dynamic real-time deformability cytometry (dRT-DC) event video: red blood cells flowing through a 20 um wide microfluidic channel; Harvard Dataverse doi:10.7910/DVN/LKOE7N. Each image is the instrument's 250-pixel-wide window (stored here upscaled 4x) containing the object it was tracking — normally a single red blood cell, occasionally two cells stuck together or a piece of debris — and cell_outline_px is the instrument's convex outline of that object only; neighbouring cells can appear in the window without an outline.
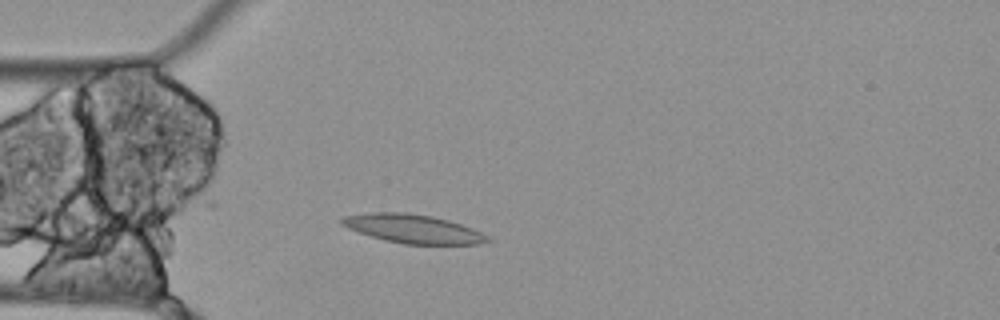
{"species": "Egyptian fruit bat (a non-hibernating species)", "species_latin": "Rousettus aegyptiacus", "temperature_condition": "cold", "stored_images_in_passage": 26, "camera_frame_rate_fps": 3000, "um_per_image_px": 0.085, "animal": {"sex": "female"}, "frame": {"image": 1, "passage_image": 8, "time_ms": 2.333, "image_size_px": [1000, 320], "cell_outline_px": [[492, 240], [480, 244], [404, 244], [384, 240], [348, 228], [340, 224], [340, 220], [344, 216], [372, 212], [404, 212], [432, 216], [448, 220], [472, 228], [488, 236]], "centroid_in_image_um": [35.11, 19.44], "position_along_channel_um": 49.9, "area_um2": 24.22}}
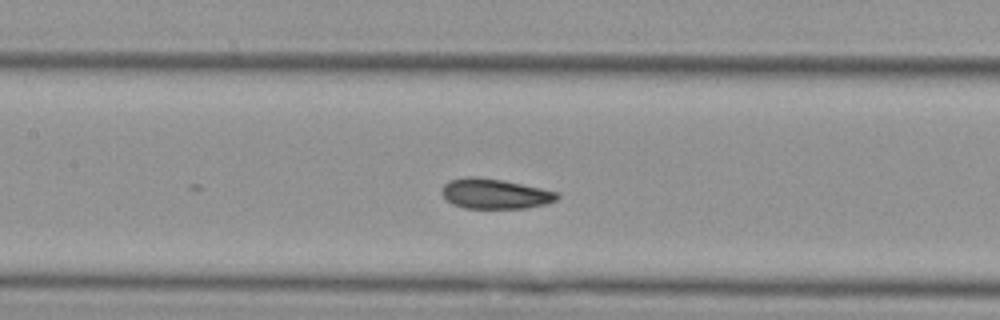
{"frame": {"image": 2, "passage_image": 18, "time_ms": 5.667, "image_size_px": [1000, 320], "cell_outline_px": [[560, 196], [556, 200], [544, 204], [524, 208], [464, 208], [452, 204], [440, 192], [444, 184], [448, 180], [468, 176], [480, 176], [504, 180], [540, 188], [556, 192]], "centroid_in_image_um": [42.02, 16.45], "position_along_channel_um": 165.4, "area_um2": 20.23}}
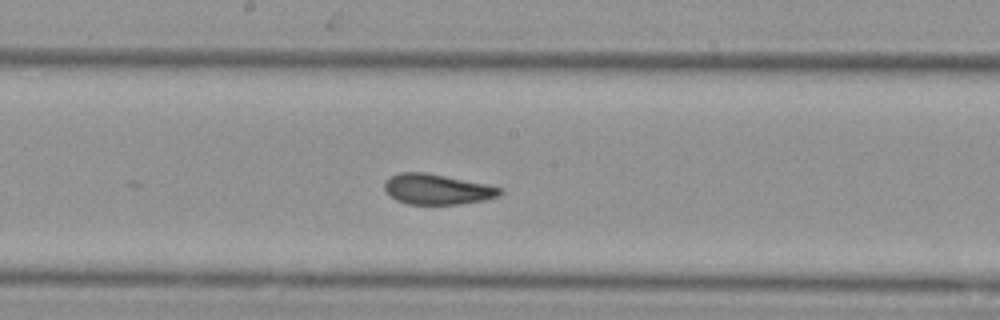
{"frame": {"image": 3, "passage_image": 22, "time_ms": 7.0, "image_size_px": [1000, 320], "cell_outline_px": [[504, 192], [500, 196], [484, 200], [456, 204], [408, 204], [396, 200], [384, 188], [384, 180], [400, 172], [424, 172], [484, 184], [500, 188]], "centroid_in_image_um": [37.14, 16.09], "position_along_channel_um": 211.1, "area_um2": 20.11}}